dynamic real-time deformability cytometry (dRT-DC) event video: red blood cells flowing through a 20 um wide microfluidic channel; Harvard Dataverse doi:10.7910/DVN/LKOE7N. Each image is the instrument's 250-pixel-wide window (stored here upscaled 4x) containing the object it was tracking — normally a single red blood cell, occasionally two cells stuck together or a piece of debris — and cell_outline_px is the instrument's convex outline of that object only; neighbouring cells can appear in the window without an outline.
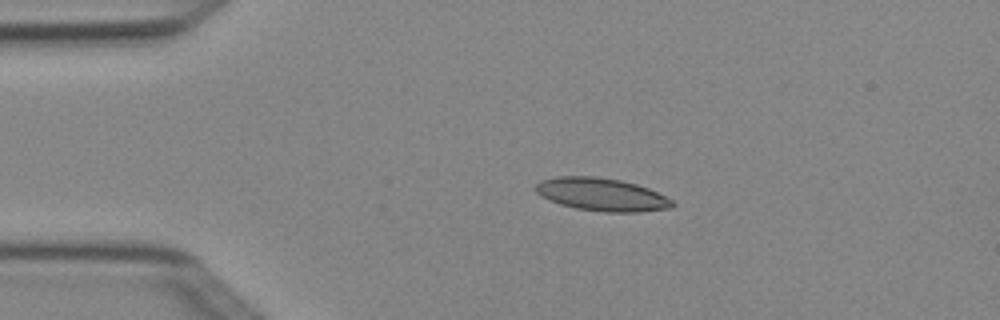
{"species": "Egyptian fruit bat (a non-hibernating species)", "species_latin": "Rousettus aegyptiacus", "temperature_condition": "cold", "stored_images_in_passage": 4, "camera_frame_rate_fps": 3000, "um_per_image_px": 0.085, "animal": {"sex": "female"}, "frame": {"image": 1, "passage_image": 3, "time_ms": 0.667, "image_size_px": [1000, 320], "cell_outline_px": [[676, 204], [672, 208], [640, 212], [604, 212], [576, 208], [560, 204], [536, 192], [536, 184], [540, 180], [556, 176], [596, 176], [620, 180], [636, 184], [648, 188], [672, 200]], "centroid_in_image_um": [51.17, 16.53], "position_along_channel_um": 33.8, "area_um2": 26.07}}